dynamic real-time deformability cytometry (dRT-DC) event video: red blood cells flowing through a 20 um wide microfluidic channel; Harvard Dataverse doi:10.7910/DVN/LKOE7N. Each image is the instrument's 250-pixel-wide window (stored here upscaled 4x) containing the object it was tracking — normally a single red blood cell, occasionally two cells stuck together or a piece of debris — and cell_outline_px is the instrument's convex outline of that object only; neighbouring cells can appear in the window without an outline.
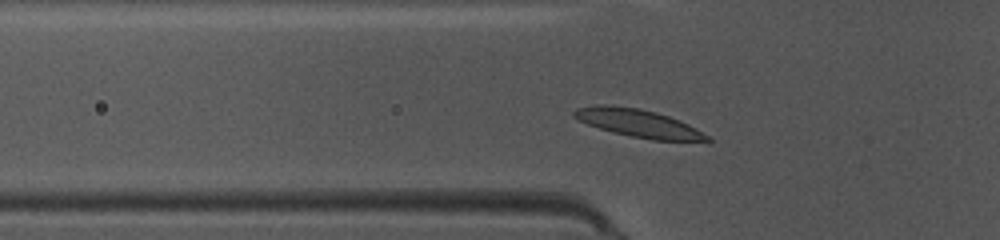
{"species": "common noctule bat (a hibernating species)", "species_latin": "Nyctalus noctula", "temperature_condition": "warm", "stored_images_in_passage": 43, "camera_frame_rate_fps": 3000, "um_per_image_px": 0.085, "animal": {"sex": "female", "body_mass_g": 10.0, "forearm_length_mm": 53.1}, "frame": {"image": 1, "passage_image": 10, "time_ms": 3.0, "image_size_px": [1000, 240], "cell_outline_px": [[712, 140], [708, 144], [652, 140], [612, 132], [588, 124], [572, 116], [572, 112], [576, 108], [596, 104], [608, 104], [640, 108], [656, 112], [680, 120], [688, 124], [708, 136]], "centroid_in_image_um": [54.36, 10.5], "position_along_channel_um": 71.4, "area_um2": 22.25}}
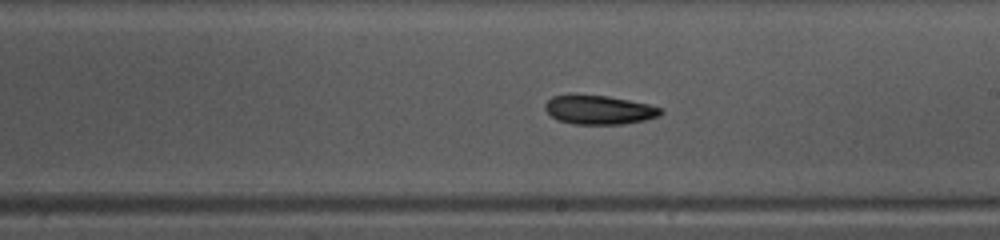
{"frame": {"image": 2, "passage_image": 22, "time_ms": 7.0, "image_size_px": [1000, 240], "cell_outline_px": [[664, 112], [660, 116], [644, 120], [624, 124], [572, 124], [556, 120], [544, 108], [544, 104], [552, 96], [568, 92], [572, 92], [608, 96], [648, 104], [664, 108]], "centroid_in_image_um": [50.88, 9.3], "position_along_channel_um": 238.1, "area_um2": 20.23}}
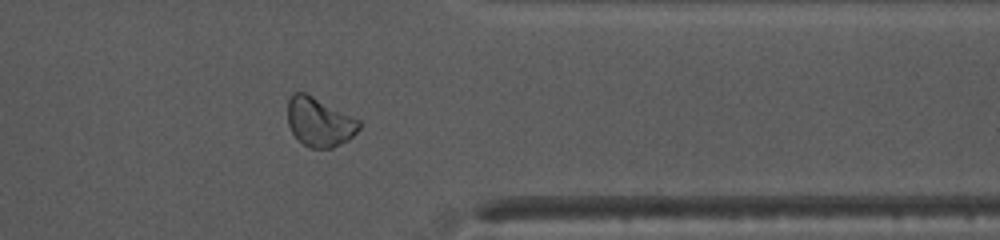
{"frame": {"image": 3, "passage_image": 33, "time_ms": 10.667, "image_size_px": [1000, 240], "cell_outline_px": [[360, 128], [348, 140], [332, 148], [312, 148], [304, 144], [292, 132], [288, 124], [288, 100], [292, 92], [304, 92], [360, 120]], "centroid_in_image_um": [27.14, 10.37], "position_along_channel_um": 384.3, "area_um2": 20.11}, "authors_computed_cell_mechanics": {"area_um2": 19.9988, "velocity_mm_per_s": 4.144, "shape_relaxation_time_tau1_ms": 4.1207, "shape_relaxation_time_tau2_ms": 10.6335, "deformation_change_tau1": 0.1441, "deformation_change_tau2": 0.2006}}